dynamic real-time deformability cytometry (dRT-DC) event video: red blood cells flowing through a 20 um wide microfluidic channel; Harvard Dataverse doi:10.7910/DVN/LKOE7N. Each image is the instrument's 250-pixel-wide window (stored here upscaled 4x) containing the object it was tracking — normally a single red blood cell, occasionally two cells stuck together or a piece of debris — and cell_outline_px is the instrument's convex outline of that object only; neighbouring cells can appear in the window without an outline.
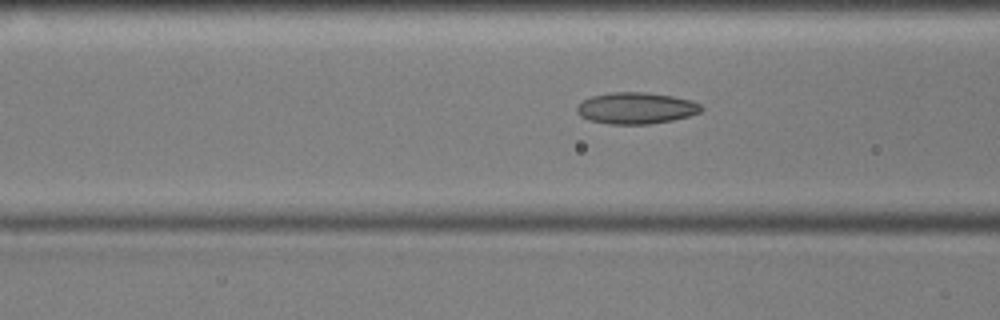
{"species": "common noctule bat (a hibernating species)", "species_latin": "Nyctalus noctula", "temperature_condition": "cold", "stored_images_in_passage": 55, "camera_frame_rate_fps": 3000, "um_per_image_px": 0.085, "animal": {"sex": "male", "body_mass_g": 17.9, "forearm_length_mm": 54.2}, "frame": {"image": 1, "passage_image": 20, "time_ms": 6.333, "image_size_px": [1000, 320], "cell_outline_px": [[704, 108], [700, 112], [688, 116], [672, 120], [648, 124], [608, 124], [588, 120], [580, 116], [576, 112], [576, 104], [592, 96], [608, 92], [644, 92], [672, 96], [692, 100], [700, 104]], "centroid_in_image_um": [54.03, 9.19], "position_along_channel_um": 112.6, "area_um2": 22.95}}
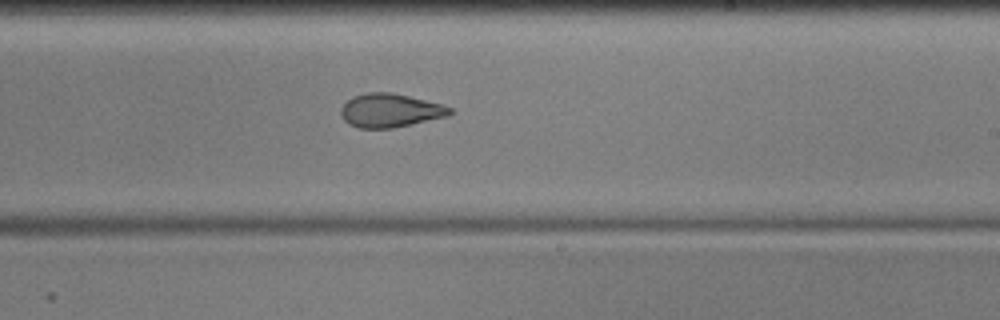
{"frame": {"image": 2, "passage_image": 32, "time_ms": 10.333, "image_size_px": [1000, 320], "cell_outline_px": [[452, 112], [448, 116], [412, 124], [392, 128], [360, 128], [348, 124], [344, 120], [340, 112], [340, 108], [352, 96], [368, 92], [392, 92], [440, 104], [452, 108]], "centroid_in_image_um": [33.13, 9.39], "position_along_channel_um": 255.9, "area_um2": 21.27}}
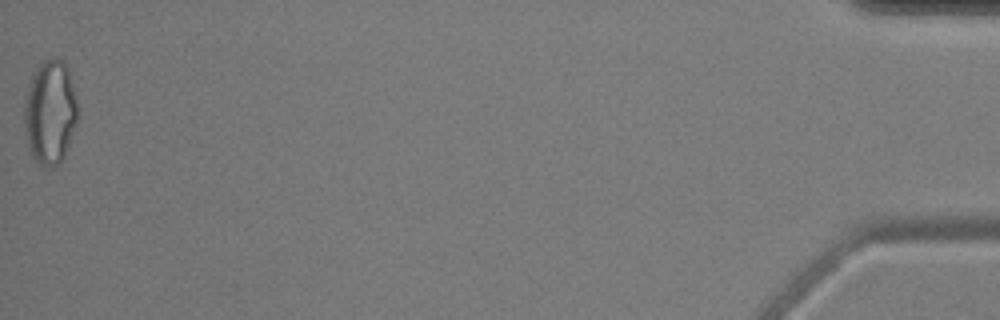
{"frame": {"image": 3, "passage_image": 55, "time_ms": 18.0, "image_size_px": [1000, 320], "cell_outline_px": [[80, 112], [64, 156], [60, 164], [52, 168], [44, 168], [32, 156], [28, 148], [24, 132], [24, 104], [28, 88], [32, 76], [40, 60], [52, 56], [56, 56], [64, 60], [76, 96]], "centroid_in_image_um": [4.26, 9.53], "position_along_channel_um": 430.9, "area_um2": 33.06}, "authors_computed_cell_mechanics": {"area_um2": 22.9466, "velocity_mm_per_s": 3.5865, "shape_relaxation_time_tau1_ms": null, "shape_relaxation_time_tau2_ms": 2.3518, "deformation_change_tau1": null, "deformation_change_tau2": 0.0868}}